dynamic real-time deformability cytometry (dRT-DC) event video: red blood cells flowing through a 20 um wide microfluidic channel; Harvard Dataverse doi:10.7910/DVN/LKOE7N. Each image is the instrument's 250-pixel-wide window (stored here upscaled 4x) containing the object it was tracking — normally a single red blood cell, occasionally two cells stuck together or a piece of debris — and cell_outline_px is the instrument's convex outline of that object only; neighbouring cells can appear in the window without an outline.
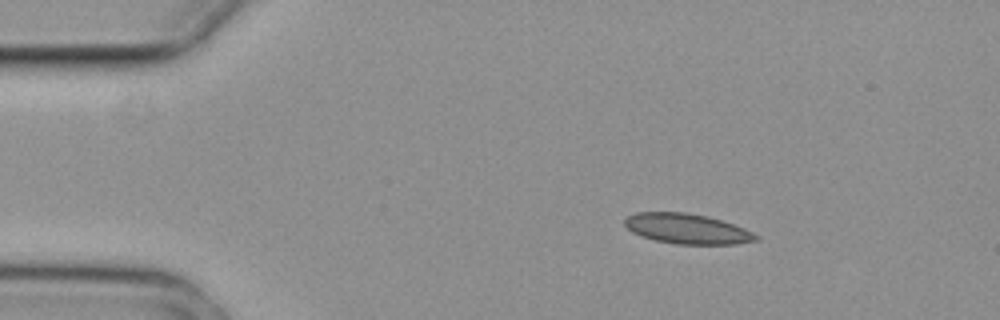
{"species": "common noctule bat (a hibernating species)", "species_latin": "Nyctalus noctula", "temperature_condition": "cold", "stored_images_in_passage": 4, "camera_frame_rate_fps": 3000, "um_per_image_px": 0.085, "animal": {"sex": "female", "body_mass_g": 29.2, "forearm_length_mm": 56.3}, "frame": {"image": 1, "passage_image": 2, "time_ms": 0.333, "image_size_px": [1000, 320], "cell_outline_px": [[760, 240], [736, 244], [676, 244], [656, 240], [640, 236], [632, 232], [624, 224], [624, 220], [628, 216], [636, 212], [684, 212], [708, 216], [744, 228], [760, 236]], "centroid_in_image_um": [58.41, 19.45], "position_along_channel_um": 26.6, "area_um2": 23.06}}